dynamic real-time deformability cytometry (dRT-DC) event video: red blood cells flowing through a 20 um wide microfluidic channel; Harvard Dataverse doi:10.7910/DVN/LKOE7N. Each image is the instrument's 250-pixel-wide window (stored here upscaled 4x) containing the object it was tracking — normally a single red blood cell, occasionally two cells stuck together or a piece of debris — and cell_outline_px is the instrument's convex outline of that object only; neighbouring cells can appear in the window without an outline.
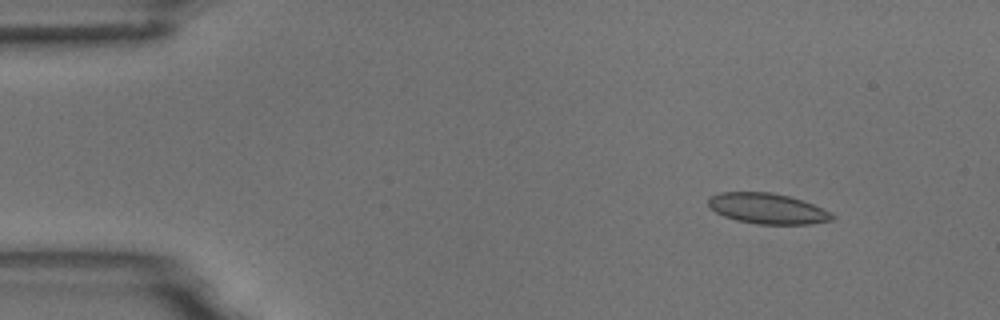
{"species": "common noctule bat (a hibernating species)", "species_latin": "Nyctalus noctula", "temperature_condition": "room temperature", "stored_images_in_passage": 49, "camera_frame_rate_fps": 3000, "um_per_image_px": 0.085, "animal": {"sex": "male", "body_mass_g": 18.8}, "frame": {"image": 1, "passage_image": 1, "time_ms": 0.0, "image_size_px": [1000, 320], "cell_outline_px": [[836, 216], [832, 220], [808, 224], [756, 224], [736, 220], [724, 216], [716, 212], [708, 204], [708, 200], [712, 196], [720, 192], [772, 192], [788, 196], [812, 204], [832, 212]], "centroid_in_image_um": [65.25, 17.73], "position_along_channel_um": 19.8, "area_um2": 21.91}}
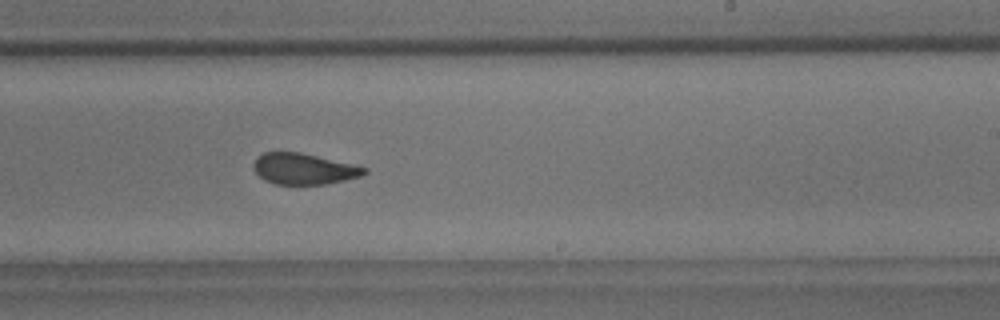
{"frame": {"image": 2, "passage_image": 28, "time_ms": 9.0, "image_size_px": [1000, 320], "cell_outline_px": [[368, 172], [360, 176], [328, 184], [276, 184], [264, 180], [252, 168], [252, 164], [256, 156], [264, 152], [300, 152], [368, 168]], "centroid_in_image_um": [25.78, 14.35], "position_along_channel_um": 263.2, "area_um2": 20.0}}
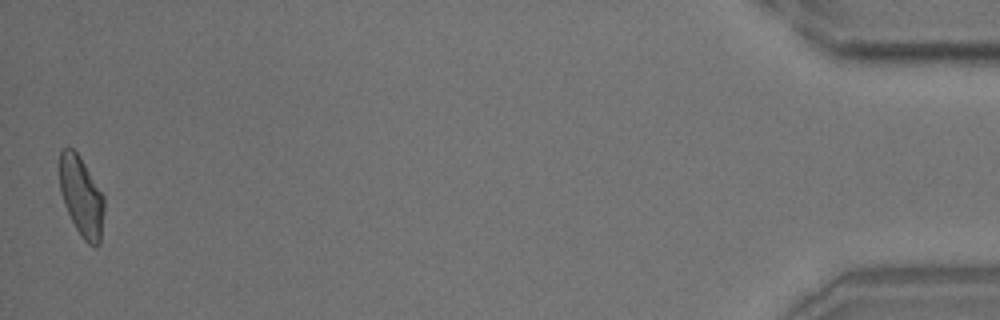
{"frame": {"image": 3, "passage_image": 49, "time_ms": 16.0, "image_size_px": [1000, 320], "cell_outline_px": [[104, 212], [100, 244], [96, 248], [88, 244], [80, 236], [64, 204], [60, 192], [56, 164], [60, 152], [64, 148], [72, 148], [80, 156], [104, 196]], "centroid_in_image_um": [6.88, 16.68], "position_along_channel_um": 428.3, "area_um2": 21.33}, "authors_computed_cell_mechanics": {"area_um2": 21.5016, "velocity_mm_per_s": 3.6765, "shape_relaxation_time_tau1_ms": 9.5494, "shape_relaxation_time_tau2_ms": 1.4733, "deformation_change_tau1": 0.1897, "deformation_change_tau2": 0.0713}}